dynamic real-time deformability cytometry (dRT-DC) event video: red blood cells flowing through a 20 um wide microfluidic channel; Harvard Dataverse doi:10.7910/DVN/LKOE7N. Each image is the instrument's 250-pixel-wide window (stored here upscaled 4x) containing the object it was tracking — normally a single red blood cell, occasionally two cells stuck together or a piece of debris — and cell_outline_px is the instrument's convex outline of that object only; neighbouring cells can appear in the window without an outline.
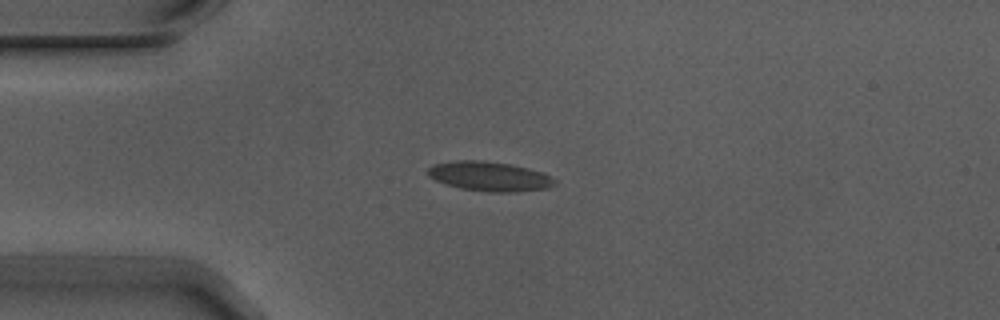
{"species": "Egyptian fruit bat (a non-hibernating species)", "species_latin": "Rousettus aegyptiacus", "temperature_condition": "warm", "stored_images_in_passage": 3, "camera_frame_rate_fps": 3000, "um_per_image_px": 0.085, "animal": {"sex": "male"}, "frame": {"image": 1, "passage_image": 1, "time_ms": 0.0, "image_size_px": [1000, 320], "cell_outline_px": [[556, 184], [548, 188], [516, 192], [488, 192], [460, 188], [436, 180], [428, 176], [428, 168], [432, 164], [456, 160], [480, 160], [512, 164], [544, 172], [556, 180]], "centroid_in_image_um": [41.63, 14.98], "position_along_channel_um": 43.4, "area_um2": 21.96}}